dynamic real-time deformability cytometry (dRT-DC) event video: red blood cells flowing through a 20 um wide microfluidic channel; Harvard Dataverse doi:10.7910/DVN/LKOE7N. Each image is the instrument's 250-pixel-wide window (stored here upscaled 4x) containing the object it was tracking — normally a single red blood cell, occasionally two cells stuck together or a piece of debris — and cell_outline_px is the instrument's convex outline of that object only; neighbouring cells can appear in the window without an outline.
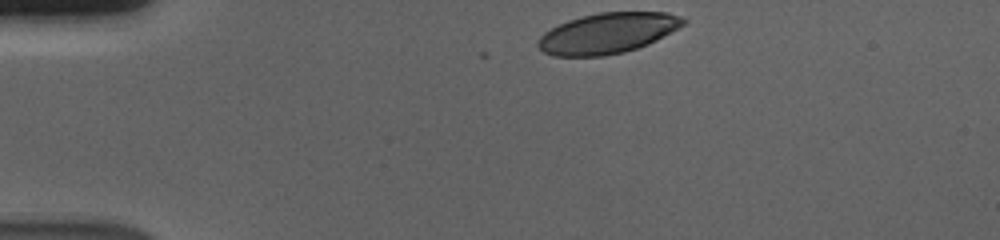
{"species": "human", "species_latin": "Homo sapiens", "temperature_condition": "cold", "stored_images_in_passage": 37, "camera_frame_rate_fps": 3000, "um_per_image_px": 0.085, "donor": {"sex": "male"}, "frame": {"image": 1, "passage_image": 1, "time_ms": 0.0, "image_size_px": [1000, 240], "cell_outline_px": [[688, 20], [684, 24], [656, 40], [648, 44], [624, 52], [604, 56], [552, 56], [544, 52], [536, 44], [540, 36], [544, 32], [568, 20], [600, 12], [668, 12], [680, 16]], "centroid_in_image_um": [51.64, 2.82], "position_along_channel_um": 33.4, "area_um2": 34.1}}
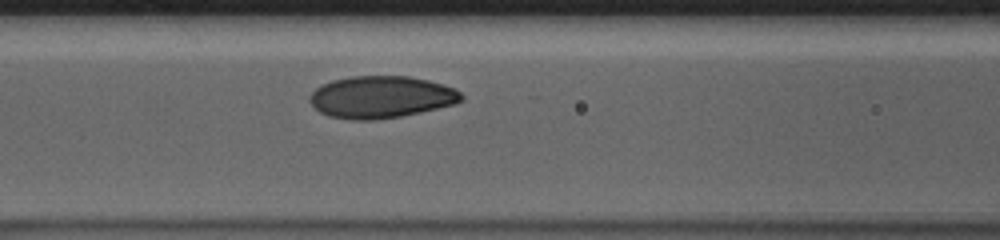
{"frame": {"image": 2, "passage_image": 14, "time_ms": 4.333, "image_size_px": [1000, 240], "cell_outline_px": [[464, 100], [452, 104], [420, 112], [400, 116], [376, 120], [352, 120], [328, 116], [320, 112], [308, 100], [308, 96], [320, 84], [332, 80], [352, 76], [408, 76], [428, 80], [444, 84], [460, 92], [464, 96]], "centroid_in_image_um": [32.36, 8.24], "position_along_channel_um": 134.2, "area_um2": 37.22}}
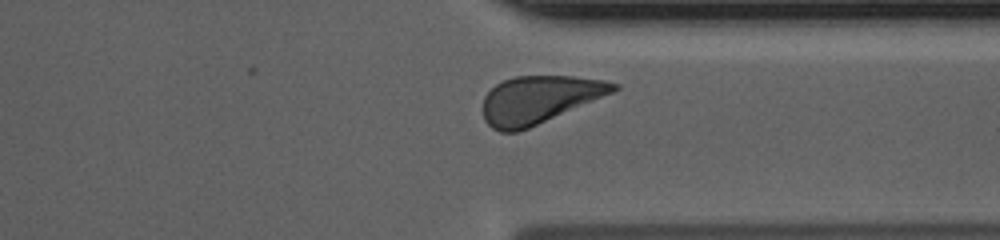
{"frame": {"image": 3, "passage_image": 33, "time_ms": 10.667, "image_size_px": [1000, 240], "cell_outline_px": [[620, 88], [612, 92], [528, 128], [516, 132], [500, 132], [492, 128], [484, 120], [484, 96], [496, 84], [504, 80], [516, 76], [572, 76], [604, 80], [620, 84]], "centroid_in_image_um": [45.81, 8.45], "position_along_channel_um": 365.6, "area_um2": 35.6}, "authors_computed_cell_mechanics": {"area_um2": 36.2984, "velocity_mm_per_s": 3.6558, "shape_relaxation_time_tau1_ms": 1.5315, "shape_relaxation_time_tau2_ms": null, "deformation_change_tau1": 0.1132, "deformation_change_tau2": null}}